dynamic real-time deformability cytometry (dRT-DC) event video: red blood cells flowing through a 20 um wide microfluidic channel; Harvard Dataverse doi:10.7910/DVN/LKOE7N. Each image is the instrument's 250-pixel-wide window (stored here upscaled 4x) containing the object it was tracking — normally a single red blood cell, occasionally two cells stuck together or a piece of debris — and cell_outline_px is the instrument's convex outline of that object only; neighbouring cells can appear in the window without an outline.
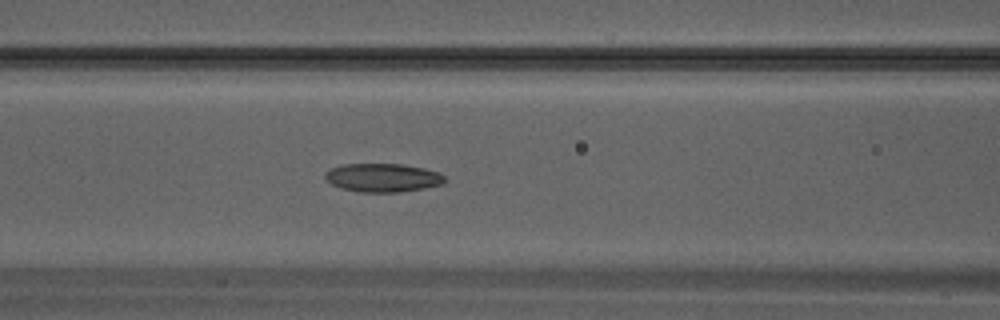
{"species": "Egyptian fruit bat (a non-hibernating species)", "species_latin": "Rousettus aegyptiacus", "temperature_condition": "warm", "stored_images_in_passage": 30, "camera_frame_rate_fps": 3000, "um_per_image_px": 0.085, "animal": {"sex": "male"}, "frame": {"image": 1, "passage_image": 10, "time_ms": 3.0, "image_size_px": [1000, 320], "cell_outline_px": [[444, 184], [424, 188], [400, 192], [360, 192], [340, 188], [332, 184], [324, 176], [332, 168], [344, 164], [404, 164], [424, 168], [440, 172], [444, 176]], "centroid_in_image_um": [32.58, 15.1], "position_along_channel_um": 134.0, "area_um2": 19.83}}
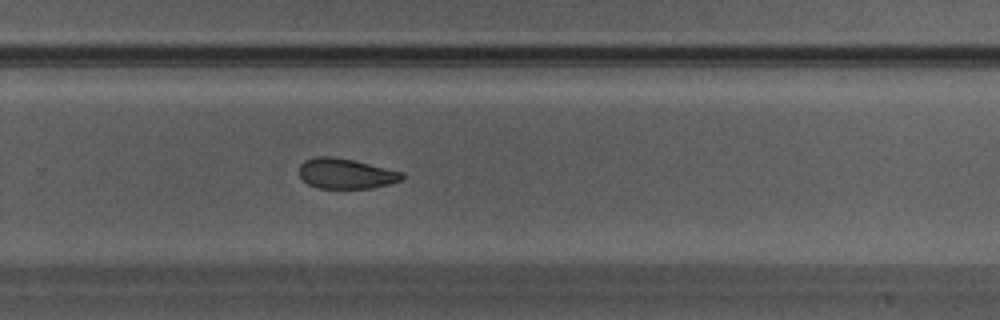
{"frame": {"image": 2, "passage_image": 18, "time_ms": 5.667, "image_size_px": [1000, 320], "cell_outline_px": [[404, 180], [372, 188], [316, 188], [308, 184], [300, 176], [300, 164], [304, 160], [316, 156], [332, 156], [352, 160], [404, 172]], "centroid_in_image_um": [29.41, 14.75], "position_along_channel_um": 300.4, "area_um2": 18.15}}
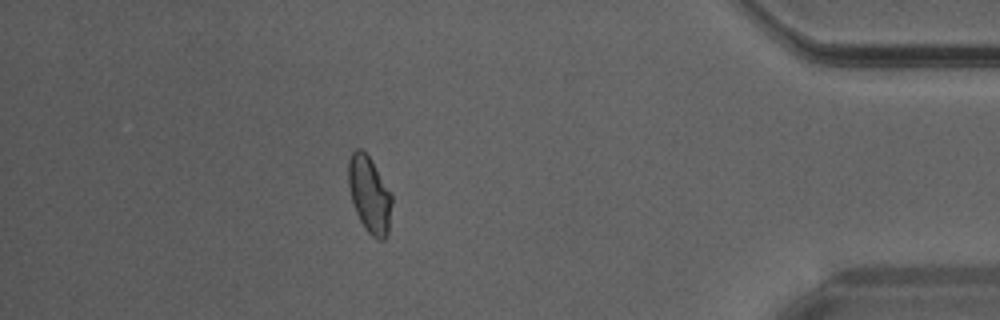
{"frame": {"image": 3, "passage_image": 25, "time_ms": 8.0, "image_size_px": [1000, 320], "cell_outline_px": [[392, 204], [388, 232], [384, 240], [376, 240], [364, 228], [356, 212], [352, 200], [348, 184], [348, 160], [352, 152], [356, 148], [360, 148], [368, 156], [392, 196]], "centroid_in_image_um": [31.39, 16.57], "position_along_channel_um": 403.8, "area_um2": 19.07}}